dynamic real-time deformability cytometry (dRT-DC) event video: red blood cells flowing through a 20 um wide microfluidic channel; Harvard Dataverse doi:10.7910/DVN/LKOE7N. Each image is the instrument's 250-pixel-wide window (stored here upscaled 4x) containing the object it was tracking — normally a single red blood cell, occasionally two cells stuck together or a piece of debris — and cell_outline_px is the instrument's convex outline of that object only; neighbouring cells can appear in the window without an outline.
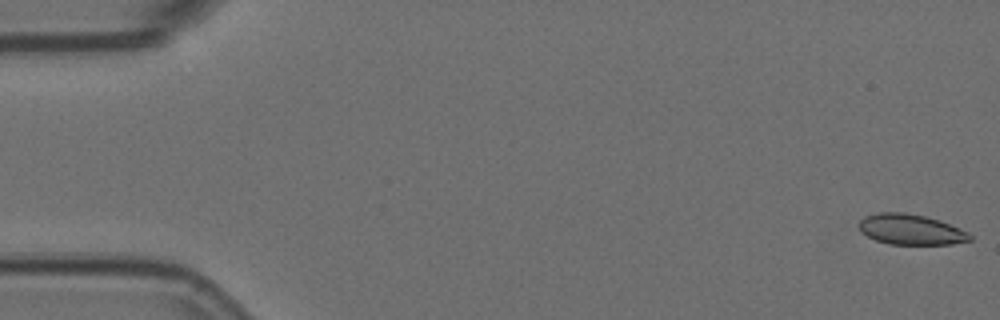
{"species": "Egyptian fruit bat (a non-hibernating species)", "species_latin": "Rousettus aegyptiacus", "temperature_condition": "room temperature", "stored_images_in_passage": 7, "camera_frame_rate_fps": 3000, "um_per_image_px": 0.085, "animal": {"sex": "female"}, "frame": {"image": 1, "passage_image": 1, "time_ms": 0.0, "image_size_px": [1000, 320], "cell_outline_px": [[972, 240], [952, 244], [888, 244], [876, 240], [860, 232], [860, 220], [864, 216], [880, 212], [904, 212], [924, 216], [940, 220], [960, 228], [968, 232], [972, 236]], "centroid_in_image_um": [77.43, 19.5], "position_along_channel_um": 7.6, "area_um2": 19.71}}
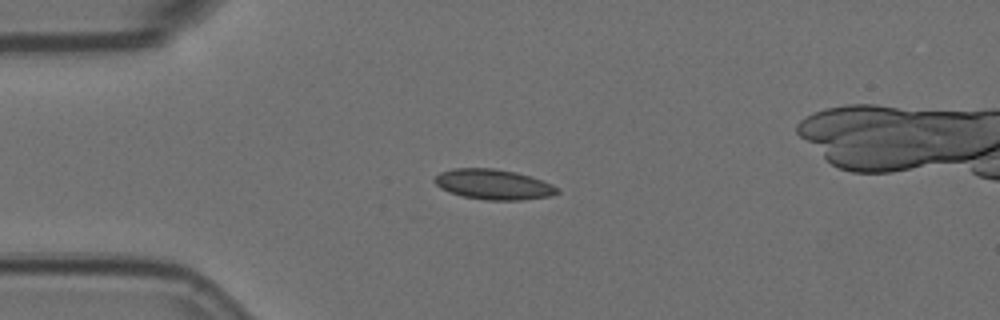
{"frame": {"image": 2, "passage_image": 5, "time_ms": 1.333, "image_size_px": [1000, 320], "cell_outline_px": [[560, 192], [552, 196], [520, 200], [484, 200], [460, 196], [448, 192], [440, 188], [432, 180], [440, 172], [452, 168], [492, 168], [516, 172], [532, 176], [552, 184], [560, 188]], "centroid_in_image_um": [41.95, 15.68], "position_along_channel_um": 43.1, "area_um2": 21.96}}